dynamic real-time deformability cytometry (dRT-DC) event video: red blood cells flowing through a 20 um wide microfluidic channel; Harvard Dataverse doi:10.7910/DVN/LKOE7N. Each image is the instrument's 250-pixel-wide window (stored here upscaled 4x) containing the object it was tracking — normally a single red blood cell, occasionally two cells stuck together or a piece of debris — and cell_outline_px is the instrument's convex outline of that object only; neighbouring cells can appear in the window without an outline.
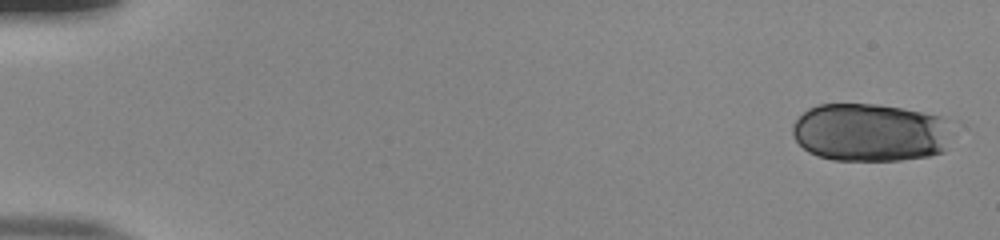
{"species": "human", "species_latin": "Homo sapiens", "temperature_condition": "room temperature", "stored_images_in_passage": 52, "camera_frame_rate_fps": 3000, "um_per_image_px": 0.085, "donor": {"sex": "male"}, "frame": {"image": 1, "passage_image": 1, "time_ms": 0.0, "image_size_px": [1000, 240], "cell_outline_px": [[944, 152], [928, 156], [900, 160], [832, 160], [816, 156], [808, 152], [796, 140], [792, 132], [792, 124], [808, 108], [820, 104], [876, 104], [900, 108], [940, 116], [944, 148]], "centroid_in_image_um": [73.79, 11.27], "position_along_channel_um": 11.2, "area_um2": 52.89}}
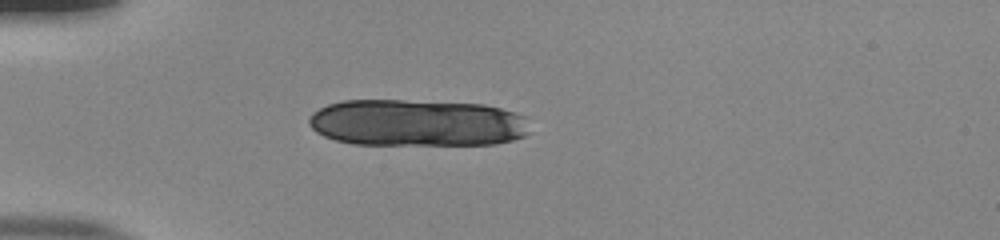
{"frame": {"image": 2, "passage_image": 15, "time_ms": 4.667, "image_size_px": [1000, 240], "cell_outline_px": [[532, 132], [524, 136], [512, 140], [496, 144], [352, 144], [336, 140], [324, 136], [316, 132], [308, 124], [308, 120], [312, 112], [328, 104], [344, 100], [404, 100], [484, 104], [516, 112], [524, 116]], "centroid_in_image_um": [35.46, 10.44], "position_along_channel_um": 49.5, "area_um2": 60.81}}
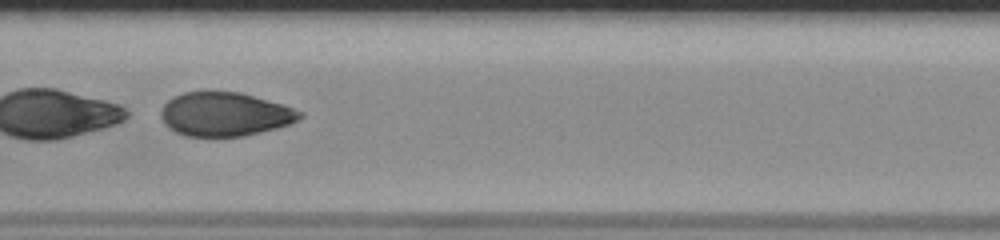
{"frame": {"image": 3, "passage_image": 28, "time_ms": 9.0, "image_size_px": [1000, 240], "cell_outline_px": [[304, 116], [288, 124], [276, 128], [244, 136], [184, 136], [168, 128], [164, 124], [160, 116], [160, 112], [164, 104], [168, 100], [184, 92], [240, 92], [280, 104], [304, 112]], "centroid_in_image_um": [19.08, 9.72], "position_along_channel_um": 188.3, "area_um2": 35.2}}